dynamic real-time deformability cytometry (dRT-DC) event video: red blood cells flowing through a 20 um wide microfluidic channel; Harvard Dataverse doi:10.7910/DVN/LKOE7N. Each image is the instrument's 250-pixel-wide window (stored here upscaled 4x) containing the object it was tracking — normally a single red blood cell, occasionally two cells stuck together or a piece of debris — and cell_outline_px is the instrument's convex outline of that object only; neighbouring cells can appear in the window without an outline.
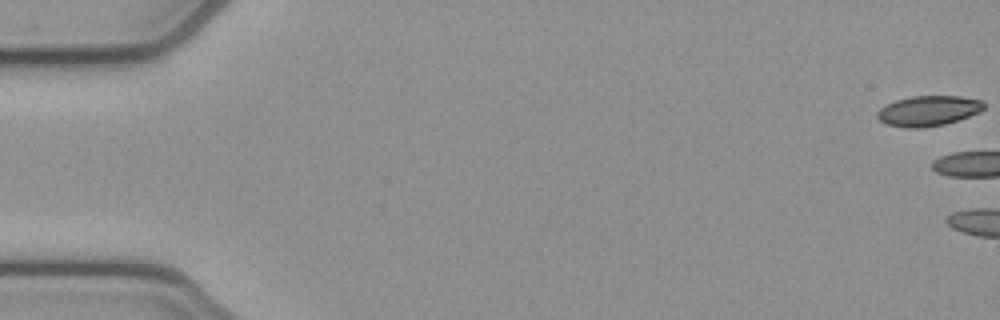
{"species": "common noctule bat (a hibernating species)", "species_latin": "Nyctalus noctula", "temperature_condition": "cold", "stored_images_in_passage": 4, "camera_frame_rate_fps": 3000, "um_per_image_px": 0.085, "animal": {"sex": "female", "body_mass_g": 21.9}, "frame": {"image": 1, "passage_image": 1, "time_ms": 0.0, "image_size_px": [1000, 320], "cell_outline_px": [[984, 108], [980, 112], [944, 124], [920, 128], [908, 128], [888, 124], [880, 120], [876, 116], [876, 112], [880, 108], [896, 100], [912, 96], [960, 96], [980, 100], [984, 104]], "centroid_in_image_um": [78.89, 9.41], "position_along_channel_um": 6.1, "area_um2": 18.55}}